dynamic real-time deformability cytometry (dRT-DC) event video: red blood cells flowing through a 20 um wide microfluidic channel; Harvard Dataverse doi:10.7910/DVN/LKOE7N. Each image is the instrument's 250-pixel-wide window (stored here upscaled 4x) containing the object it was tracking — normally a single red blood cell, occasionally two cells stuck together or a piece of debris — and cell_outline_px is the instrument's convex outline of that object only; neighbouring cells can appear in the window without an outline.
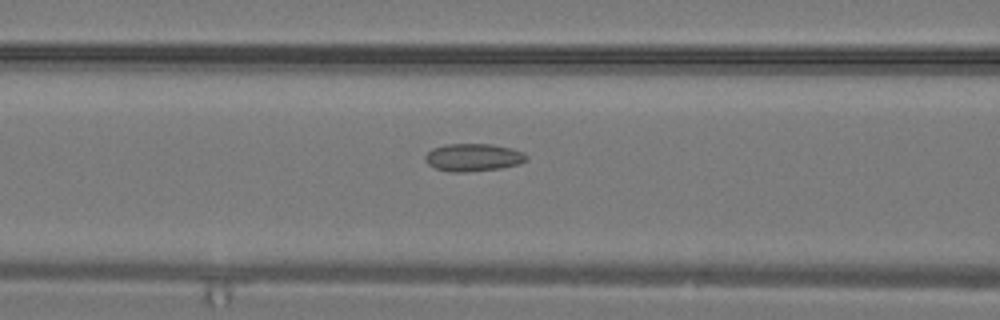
{"species": "common noctule bat (a hibernating species)", "species_latin": "Nyctalus noctula", "temperature_condition": "warm", "stored_images_in_passage": 31, "camera_frame_rate_fps": 3000, "um_per_image_px": 0.085, "animal": {"sex": "male", "body_mass_g": 19.2, "forearm_length_mm": 51.8}, "frame": {"image": 1, "passage_image": 14, "time_ms": 4.333, "image_size_px": [1000, 320], "cell_outline_px": [[528, 160], [520, 164], [500, 168], [464, 172], [452, 172], [436, 168], [428, 164], [424, 160], [424, 156], [432, 148], [444, 144], [492, 144], [512, 148], [524, 152], [528, 156]], "centroid_in_image_um": [40.24, 13.37], "position_along_channel_um": 126.4, "area_um2": 16.47}}
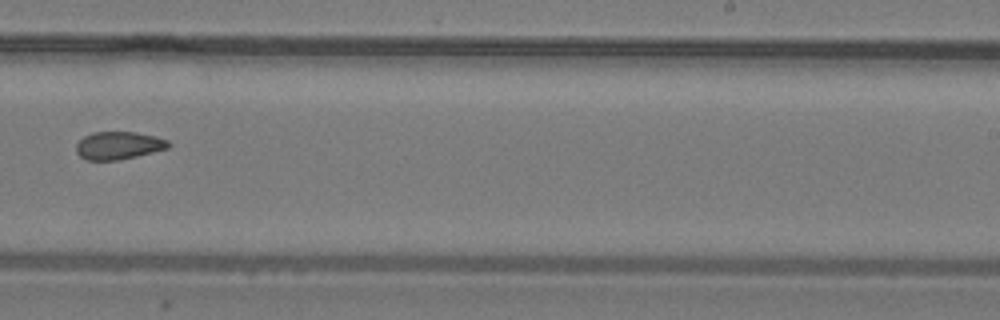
{"frame": {"image": 2, "passage_image": 21, "time_ms": 6.667, "image_size_px": [1000, 320], "cell_outline_px": [[172, 144], [168, 148], [120, 160], [88, 160], [80, 156], [76, 152], [76, 144], [84, 136], [92, 132], [136, 132], [156, 136], [168, 140]], "centroid_in_image_um": [10.09, 12.36], "position_along_channel_um": 278.9, "area_um2": 14.97}}
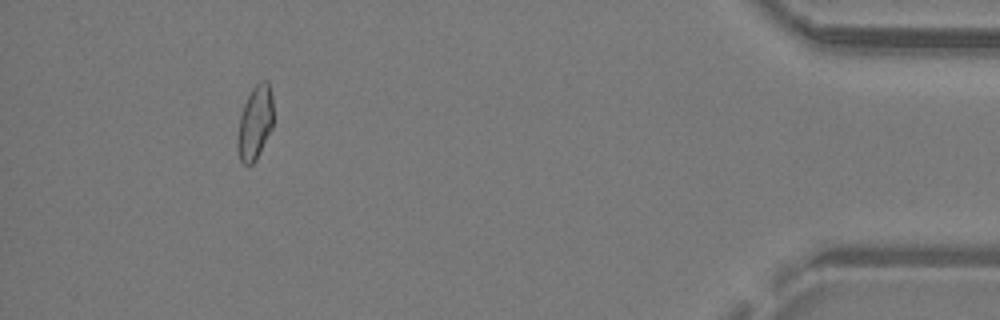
{"frame": {"image": 3, "passage_image": 30, "time_ms": 9.667, "image_size_px": [1000, 320], "cell_outline_px": [[272, 128], [256, 160], [252, 164], [244, 164], [240, 160], [236, 144], [236, 140], [240, 116], [244, 104], [252, 88], [260, 80], [268, 80], [272, 96]], "centroid_in_image_um": [21.66, 10.42], "position_along_channel_um": 413.5, "area_um2": 15.43}}